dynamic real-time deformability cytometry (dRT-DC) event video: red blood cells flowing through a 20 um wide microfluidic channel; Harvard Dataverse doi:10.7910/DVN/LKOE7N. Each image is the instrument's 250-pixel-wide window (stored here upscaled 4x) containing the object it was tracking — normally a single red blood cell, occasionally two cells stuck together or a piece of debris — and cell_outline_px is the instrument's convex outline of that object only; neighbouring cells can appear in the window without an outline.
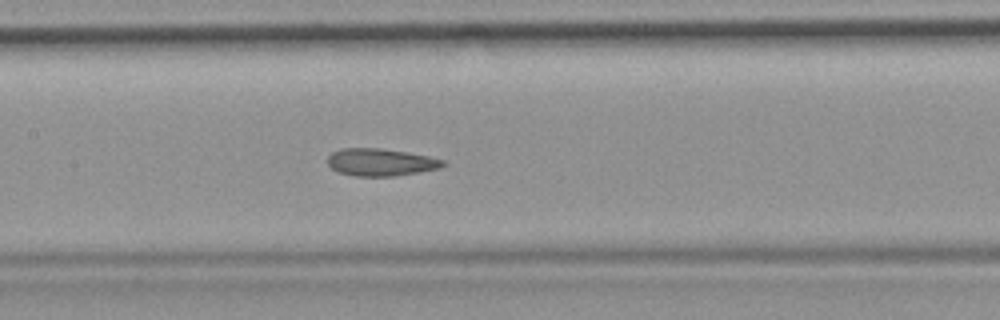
{"species": "common noctule bat (a hibernating species)", "species_latin": "Nyctalus noctula", "temperature_condition": "room temperature", "stored_images_in_passage": 41, "camera_frame_rate_fps": 3000, "um_per_image_px": 0.085, "animal": {"sex": "female", "body_mass_g": 19.9}, "frame": {"image": 1, "passage_image": 18, "time_ms": 5.667, "image_size_px": [1000, 320], "cell_outline_px": [[448, 164], [440, 168], [420, 172], [396, 176], [356, 176], [340, 172], [332, 168], [328, 164], [328, 156], [332, 152], [340, 148], [380, 148], [428, 156], [444, 160]], "centroid_in_image_um": [32.38, 13.79], "position_along_channel_um": 175.0, "area_um2": 18.38}, "authors_computed_cell_mechanics": {"area_um2": 18.6116, "velocity_mm_per_s": 3.9577, "shape_relaxation_time_tau1_ms": 10.7253, "shape_relaxation_time_tau2_ms": 1.8613, "deformation_change_tau1": 0.2073, "deformation_change_tau2": 0.0999}}